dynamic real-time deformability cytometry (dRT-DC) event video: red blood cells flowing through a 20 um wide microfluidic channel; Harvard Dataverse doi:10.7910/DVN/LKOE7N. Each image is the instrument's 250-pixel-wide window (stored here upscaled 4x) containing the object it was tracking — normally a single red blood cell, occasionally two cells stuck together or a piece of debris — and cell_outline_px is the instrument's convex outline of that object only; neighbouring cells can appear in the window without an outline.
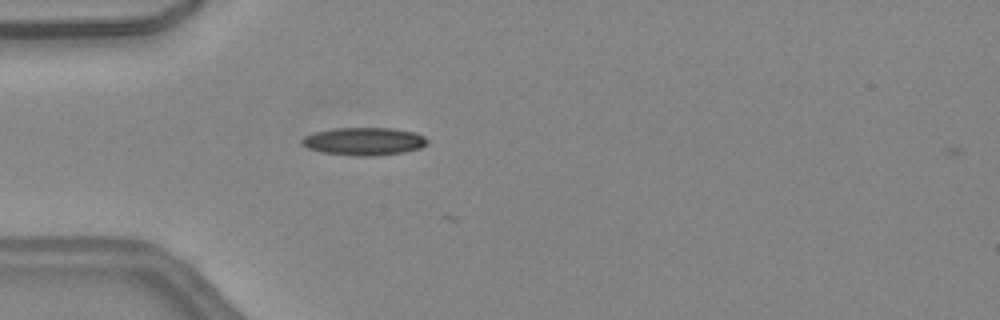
{"species": "common noctule bat (a hibernating species)", "species_latin": "Nyctalus noctula", "temperature_condition": "warm", "stored_images_in_passage": 6, "camera_frame_rate_fps": 3000, "um_per_image_px": 0.085, "animal": {"sex": "female", "body_mass_g": 24.6, "forearm_length_mm": 56.2}, "frame": {"image": 1, "passage_image": 1, "time_ms": 0.0, "image_size_px": [1000, 320], "cell_outline_px": [[428, 144], [420, 148], [404, 152], [372, 156], [356, 156], [324, 152], [308, 148], [300, 144], [300, 140], [304, 136], [316, 132], [336, 128], [392, 128], [416, 132], [424, 136], [428, 140]], "centroid_in_image_um": [30.96, 12.01], "position_along_channel_um": 54.0, "area_um2": 20.35}}